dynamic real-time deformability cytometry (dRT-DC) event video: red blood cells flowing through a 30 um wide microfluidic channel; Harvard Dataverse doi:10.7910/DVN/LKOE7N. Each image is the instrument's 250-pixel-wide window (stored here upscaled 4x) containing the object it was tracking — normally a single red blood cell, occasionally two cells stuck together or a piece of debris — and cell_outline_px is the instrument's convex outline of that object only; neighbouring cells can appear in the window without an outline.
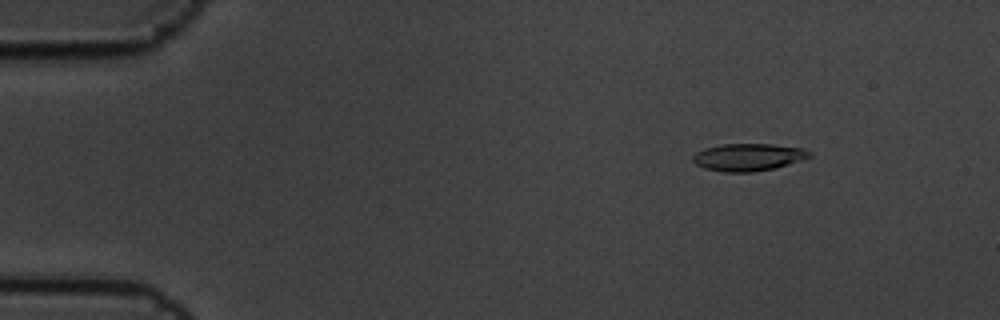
{"species": "common noctule bat (a hibernating species)", "species_latin": "Nyctalus noctula", "temperature_condition": "cold", "stored_images_in_passage": 5, "camera_frame_rate_fps": 3000, "um_per_image_px": 0.085, "animal": {"sex": "male", "body_mass_g": 19.5, "forearm_length_mm": 54.6}, "frame": {"image": 1, "passage_image": 2, "time_ms": 0.333, "image_size_px": [1000, 320], "cell_outline_px": [[812, 156], [800, 160], [772, 168], [752, 172], [724, 172], [704, 168], [696, 164], [692, 160], [692, 156], [696, 152], [704, 148], [724, 144], [772, 144], [804, 148], [812, 152]], "centroid_in_image_um": [63.58, 13.35], "position_along_channel_um": 21.4, "area_um2": 18.5}}
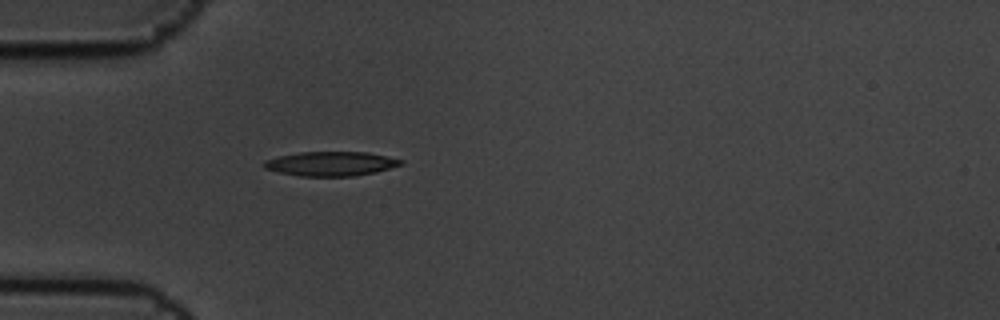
{"frame": {"image": 2, "passage_image": 5, "time_ms": 1.333, "image_size_px": [1000, 320], "cell_outline_px": [[404, 164], [376, 172], [352, 176], [300, 176], [280, 172], [264, 168], [264, 160], [280, 156], [300, 152], [368, 152], [404, 160]], "centroid_in_image_um": [28.16, 13.91], "position_along_channel_um": 56.8, "area_um2": 19.31}}